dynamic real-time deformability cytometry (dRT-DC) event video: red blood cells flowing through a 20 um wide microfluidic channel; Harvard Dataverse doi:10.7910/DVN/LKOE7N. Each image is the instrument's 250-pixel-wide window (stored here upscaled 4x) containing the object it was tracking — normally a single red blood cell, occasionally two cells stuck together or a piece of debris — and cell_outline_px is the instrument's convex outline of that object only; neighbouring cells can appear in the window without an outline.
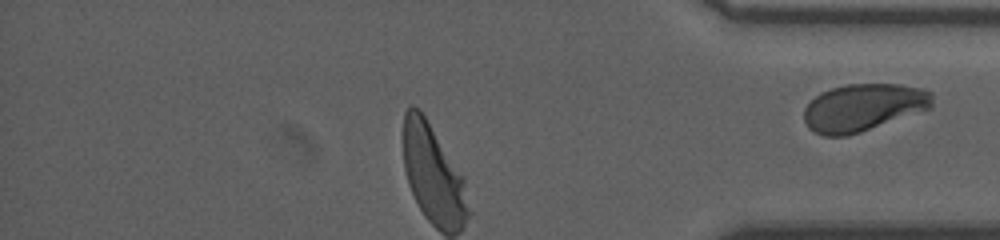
{"species": "human", "species_latin": "Homo sapiens", "temperature_condition": "room temperature", "stored_images_in_passage": 30, "segment_of_instrument_passage": [2, 2], "camera_frame_rate_fps": 3000, "um_per_image_px": 0.085, "donor": {"sex": "male"}, "frame": {"image": 1, "passage_image": 30, "time_ms": 9.667, "image_size_px": [1000, 240], "cell_outline_px": [[932, 108], [848, 136], [824, 136], [808, 128], [804, 120], [804, 108], [820, 92], [832, 88], [848, 84], [900, 84], [924, 88], [932, 92]], "centroid_in_image_um": [73.39, 9.13], "position_along_channel_um": 361.8, "area_um2": 35.49}}